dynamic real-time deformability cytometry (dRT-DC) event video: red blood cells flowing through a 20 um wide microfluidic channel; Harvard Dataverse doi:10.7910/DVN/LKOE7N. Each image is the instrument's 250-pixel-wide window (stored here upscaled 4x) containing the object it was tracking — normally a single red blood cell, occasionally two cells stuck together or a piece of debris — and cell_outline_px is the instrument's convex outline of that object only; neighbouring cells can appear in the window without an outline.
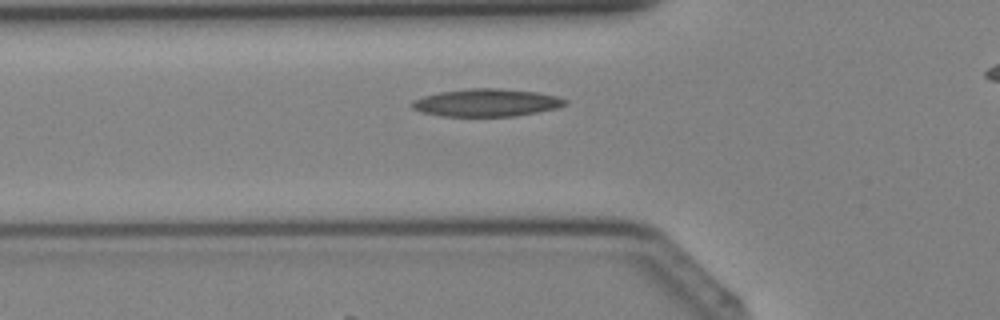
{"species": "Egyptian fruit bat (a non-hibernating species)", "species_latin": "Rousettus aegyptiacus", "temperature_condition": "cold", "stored_images_in_passage": 33, "camera_frame_rate_fps": 3000, "um_per_image_px": 0.085, "animal": {"sex": "female"}, "frame": {"image": 1, "passage_image": 11, "time_ms": 3.333, "image_size_px": [1000, 320], "cell_outline_px": [[568, 104], [556, 108], [516, 116], [440, 116], [420, 112], [412, 108], [408, 104], [412, 100], [424, 96], [440, 92], [468, 88], [500, 88], [536, 92], [556, 96], [568, 100]], "centroid_in_image_um": [41.31, 8.73], "position_along_channel_um": 84.5, "area_um2": 24.8}}
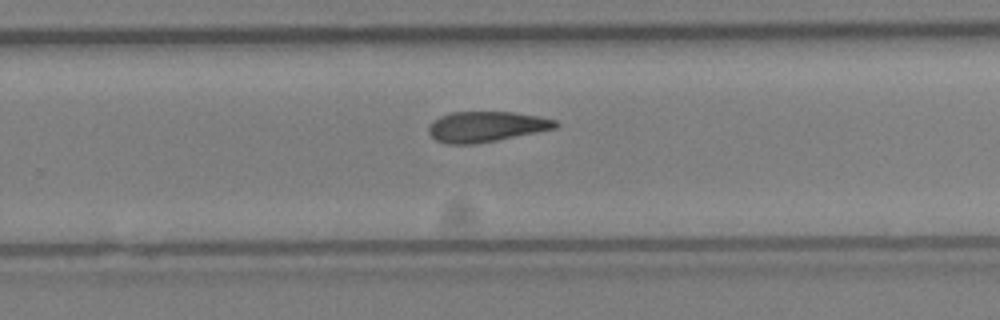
{"frame": {"image": 2, "passage_image": 23, "time_ms": 7.333, "image_size_px": [1000, 320], "cell_outline_px": [[560, 124], [556, 128], [496, 140], [472, 144], [448, 144], [436, 140], [428, 132], [428, 124], [432, 120], [440, 116], [452, 112], [512, 112], [540, 116], [556, 120]], "centroid_in_image_um": [41.3, 10.75], "position_along_channel_um": 288.5, "area_um2": 22.48}}
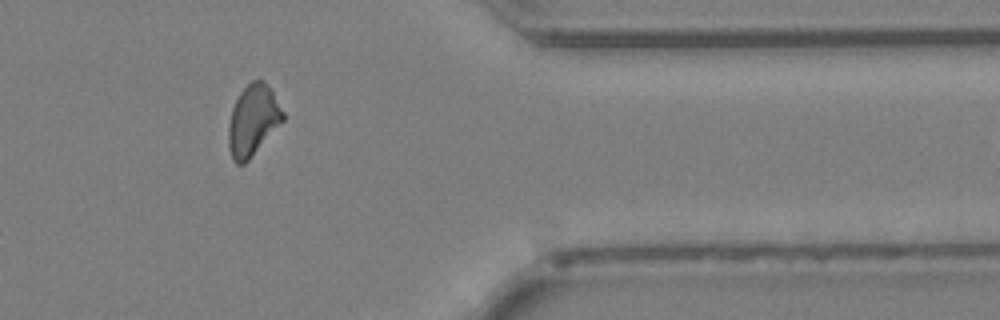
{"frame": {"image": 3, "passage_image": 30, "time_ms": 9.667, "image_size_px": [1000, 320], "cell_outline_px": [[284, 120], [248, 160], [244, 164], [236, 164], [232, 160], [228, 148], [228, 124], [232, 108], [240, 92], [252, 80], [264, 80], [272, 92], [284, 112]], "centroid_in_image_um": [21.47, 10.24], "position_along_channel_um": 389.9, "area_um2": 22.37}}